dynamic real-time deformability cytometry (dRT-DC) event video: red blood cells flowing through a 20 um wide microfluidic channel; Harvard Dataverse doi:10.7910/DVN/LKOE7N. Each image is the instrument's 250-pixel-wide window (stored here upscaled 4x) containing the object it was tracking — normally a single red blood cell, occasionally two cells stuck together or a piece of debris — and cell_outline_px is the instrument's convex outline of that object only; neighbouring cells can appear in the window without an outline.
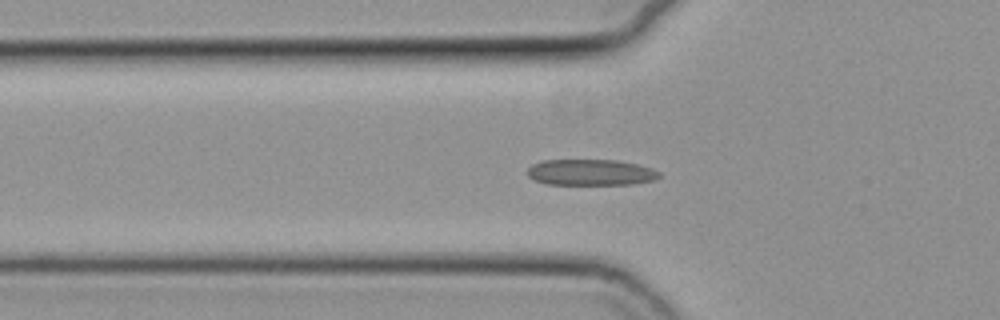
{"species": "common noctule bat (a hibernating species)", "species_latin": "Nyctalus noctula", "temperature_condition": "cold", "stored_images_in_passage": 48, "camera_frame_rate_fps": 3000, "um_per_image_px": 0.085, "animal": {"sex": "female", "body_mass_g": 19.3, "forearm_length_mm": 54.1}, "frame": {"image": 1, "passage_image": 10, "time_ms": 3.0, "image_size_px": [1000, 320], "cell_outline_px": [[660, 176], [656, 180], [632, 184], [548, 184], [536, 180], [528, 176], [528, 168], [532, 164], [540, 160], [616, 160], [636, 164], [652, 168], [660, 172]], "centroid_in_image_um": [50.23, 14.64], "position_along_channel_um": 75.6, "area_um2": 20.0}}
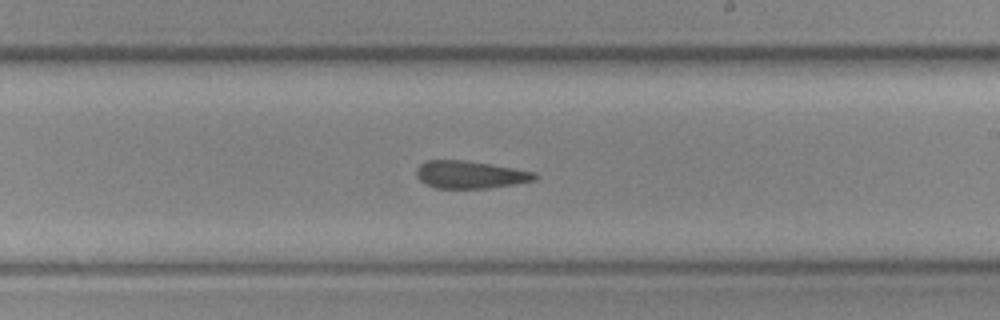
{"frame": {"image": 2, "passage_image": 24, "time_ms": 7.667, "image_size_px": [1000, 320], "cell_outline_px": [[540, 176], [536, 180], [488, 188], [436, 188], [424, 184], [416, 176], [416, 168], [420, 164], [428, 160], [464, 160], [536, 172]], "centroid_in_image_um": [39.94, 14.85], "position_along_channel_um": 249.1, "area_um2": 18.96}}
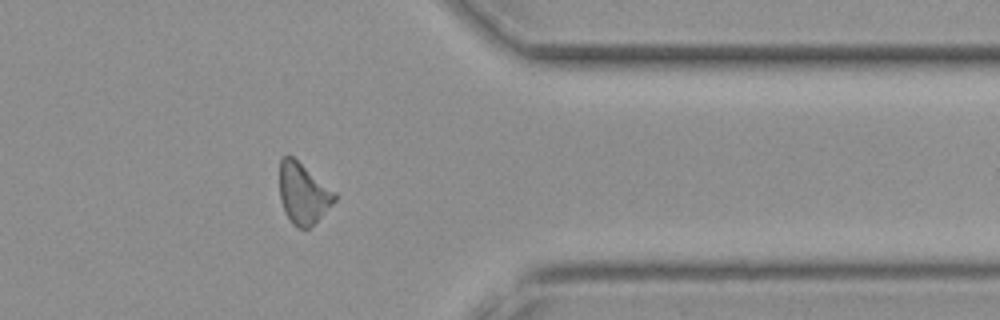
{"frame": {"image": 3, "passage_image": 36, "time_ms": 11.667, "image_size_px": [1000, 320], "cell_outline_px": [[336, 200], [308, 228], [296, 228], [292, 224], [284, 212], [280, 200], [280, 160], [288, 152], [336, 192]], "centroid_in_image_um": [25.74, 16.41], "position_along_channel_um": 385.7, "area_um2": 19.48}, "authors_computed_cell_mechanics": {"area_um2": 19.5653, "velocity_mm_per_s": 3.7208, "shape_relaxation_time_tau1_ms": null, "shape_relaxation_time_tau2_ms": 10.2401, "deformation_change_tau1": null, "deformation_change_tau2": 0.2241}}